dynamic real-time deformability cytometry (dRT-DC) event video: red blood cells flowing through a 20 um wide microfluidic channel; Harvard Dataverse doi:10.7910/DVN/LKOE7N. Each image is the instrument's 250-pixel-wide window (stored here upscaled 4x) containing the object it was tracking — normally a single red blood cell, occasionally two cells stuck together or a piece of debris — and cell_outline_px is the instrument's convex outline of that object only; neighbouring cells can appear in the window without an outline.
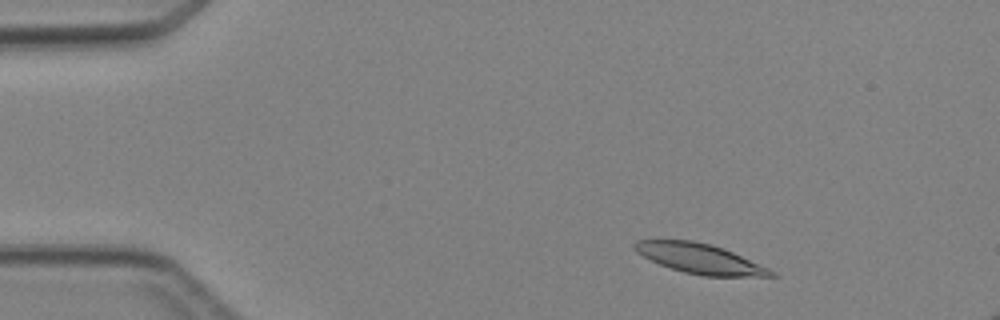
{"species": "Egyptian fruit bat (a non-hibernating species)", "species_latin": "Rousettus aegyptiacus", "temperature_condition": "cold", "stored_images_in_passage": 4, "segment_of_instrument_passage": [1, 2], "camera_frame_rate_fps": 3000, "um_per_image_px": 0.085, "animal": {"sex": "female"}, "frame": {"image": 1, "passage_image": 2, "time_ms": 1.0, "image_size_px": [1000, 320], "cell_outline_px": [[780, 276], [704, 276], [684, 272], [660, 264], [636, 252], [632, 248], [632, 244], [636, 240], [692, 240], [712, 244], [724, 248], [768, 268], [776, 272]], "centroid_in_image_um": [59.48, 21.97], "position_along_channel_um": 25.5, "area_um2": 23.64}}